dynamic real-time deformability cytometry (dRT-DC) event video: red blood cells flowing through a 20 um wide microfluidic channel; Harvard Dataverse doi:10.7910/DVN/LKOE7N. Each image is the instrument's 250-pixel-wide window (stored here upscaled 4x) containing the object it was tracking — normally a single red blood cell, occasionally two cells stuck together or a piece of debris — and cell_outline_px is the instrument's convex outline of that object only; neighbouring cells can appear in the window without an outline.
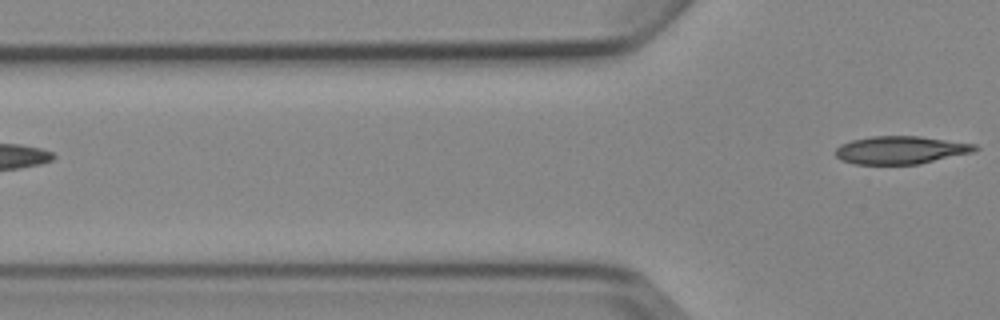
{"species": "Egyptian fruit bat (a non-hibernating species)", "species_latin": "Rousettus aegyptiacus", "temperature_condition": "cold", "stored_images_in_passage": 3, "camera_frame_rate_fps": 3000, "um_per_image_px": 0.085, "animal": {"sex": "female"}, "frame": {"image": 1, "passage_image": 3, "time_ms": 2.333, "image_size_px": [1000, 320], "cell_outline_px": [[980, 148], [972, 152], [920, 164], [856, 164], [840, 160], [836, 156], [836, 148], [840, 144], [852, 140], [872, 136], [920, 136], [976, 144]], "centroid_in_image_um": [76.55, 12.75], "position_along_channel_um": 49.2, "area_um2": 22.66}}